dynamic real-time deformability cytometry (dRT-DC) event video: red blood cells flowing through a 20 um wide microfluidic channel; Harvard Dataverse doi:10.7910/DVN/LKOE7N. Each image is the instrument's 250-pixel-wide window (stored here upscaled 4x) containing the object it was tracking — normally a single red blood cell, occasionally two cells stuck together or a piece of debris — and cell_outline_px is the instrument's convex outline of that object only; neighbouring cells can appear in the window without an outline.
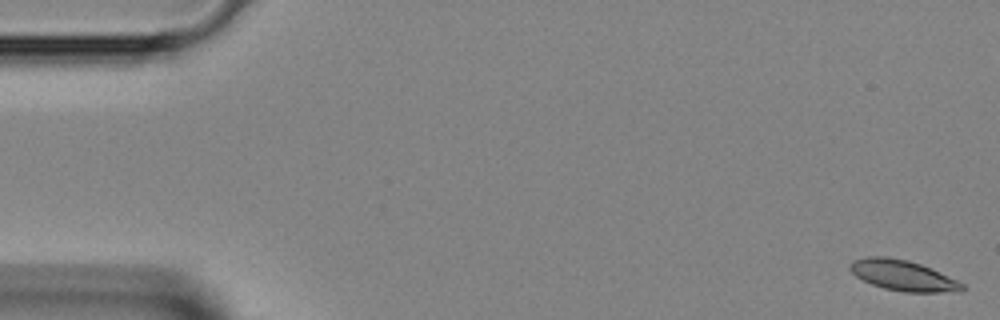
{"species": "Egyptian fruit bat (a non-hibernating species)", "species_latin": "Rousettus aegyptiacus", "temperature_condition": "room temperature", "stored_images_in_passage": 45, "camera_frame_rate_fps": 3000, "um_per_image_px": 0.085, "animal": {"sex": "female"}, "frame": {"image": 1, "passage_image": 1, "time_ms": 0.0, "image_size_px": [1000, 320], "cell_outline_px": [[964, 288], [960, 292], [904, 292], [884, 288], [872, 284], [856, 276], [848, 268], [848, 264], [852, 260], [868, 256], [884, 256], [908, 260], [932, 268], [964, 284]], "centroid_in_image_um": [76.73, 23.4], "position_along_channel_um": 8.3, "area_um2": 20.0}}
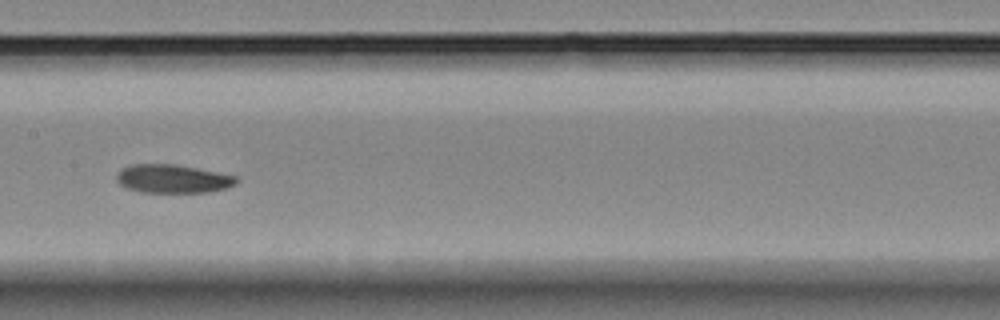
{"frame": {"image": 2, "passage_image": 22, "time_ms": 7.0, "image_size_px": [1000, 320], "cell_outline_px": [[240, 180], [236, 184], [224, 188], [208, 192], [144, 192], [128, 188], [120, 184], [116, 180], [116, 172], [120, 168], [132, 164], [176, 164], [236, 176]], "centroid_in_image_um": [14.65, 15.18], "position_along_channel_um": 192.7, "area_um2": 19.83}}
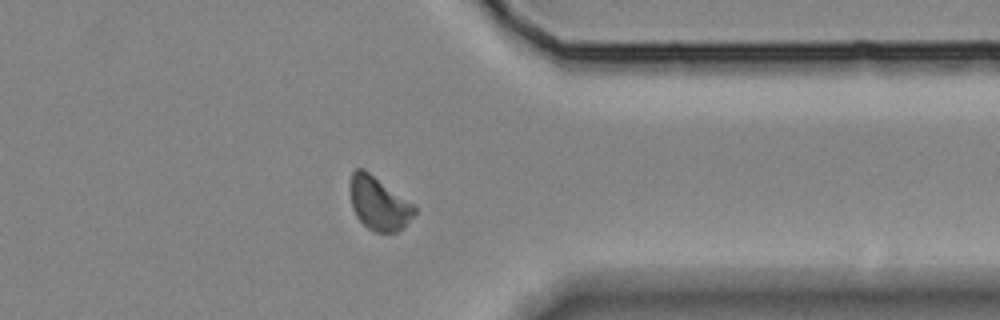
{"frame": {"image": 3, "passage_image": 35, "time_ms": 11.333, "image_size_px": [1000, 320], "cell_outline_px": [[416, 212], [404, 228], [396, 232], [376, 232], [368, 228], [356, 216], [352, 208], [348, 188], [348, 184], [352, 172], [356, 168], [364, 168], [416, 204]], "centroid_in_image_um": [32.19, 17.25], "position_along_channel_um": 379.2, "area_um2": 20.63}}